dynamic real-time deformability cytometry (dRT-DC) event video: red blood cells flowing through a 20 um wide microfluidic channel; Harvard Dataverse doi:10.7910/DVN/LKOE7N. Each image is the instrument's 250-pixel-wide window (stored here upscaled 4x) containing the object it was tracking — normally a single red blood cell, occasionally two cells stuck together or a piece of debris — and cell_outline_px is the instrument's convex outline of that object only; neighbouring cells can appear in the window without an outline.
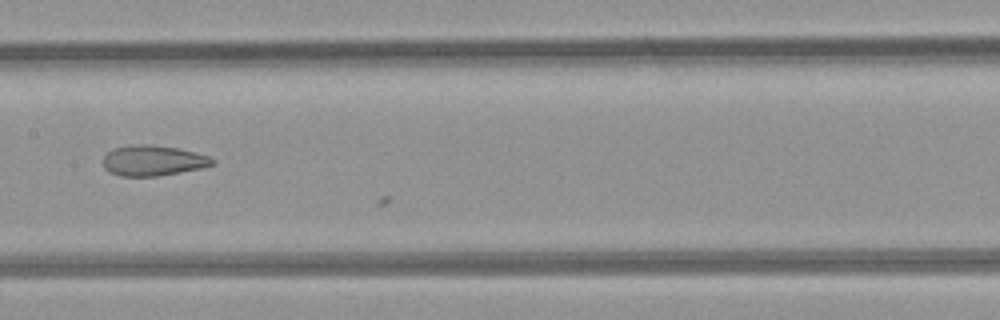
{"species": "common noctule bat (a hibernating species)", "species_latin": "Nyctalus noctula", "temperature_condition": "room temperature", "stored_images_in_passage": 10, "camera_frame_rate_fps": 3000, "um_per_image_px": 0.085, "animal": {"sex": "female", "body_mass_g": 21.9}, "frame": {"image": 1, "passage_image": 9, "time_ms": 2.667, "image_size_px": [1000, 320], "cell_outline_px": [[216, 164], [204, 168], [156, 176], [120, 176], [108, 172], [104, 168], [104, 156], [112, 148], [136, 144], [152, 144], [176, 148], [208, 156], [216, 160]], "centroid_in_image_um": [13.01, 13.65], "position_along_channel_um": 194.4, "area_um2": 19.48}}